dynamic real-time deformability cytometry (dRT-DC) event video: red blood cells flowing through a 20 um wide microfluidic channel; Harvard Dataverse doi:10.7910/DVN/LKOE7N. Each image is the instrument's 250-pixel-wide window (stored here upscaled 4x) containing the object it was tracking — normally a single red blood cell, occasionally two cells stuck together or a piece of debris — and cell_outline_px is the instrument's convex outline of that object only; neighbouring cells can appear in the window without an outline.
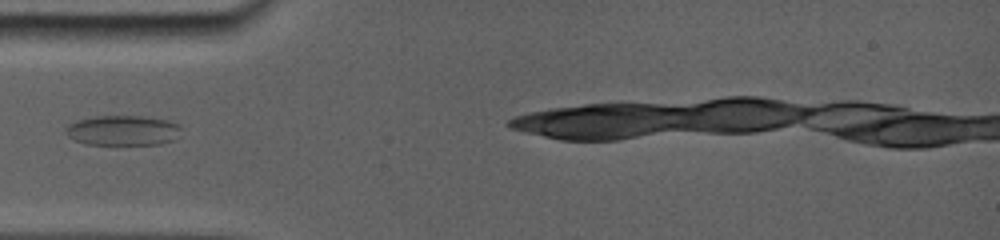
{"species": "common noctule bat (a hibernating species)", "species_latin": "Nyctalus noctula", "temperature_condition": "room temperature", "stored_images_in_passage": 6, "camera_frame_rate_fps": 5000, "um_per_image_px": 0.085, "animal": {"sex": "female", "body_mass_g": 19.0, "forearm_length_mm": 56.7}, "frame": {"image": 1, "passage_image": 1, "time_ms": 0.0, "image_size_px": [1000, 240], "cell_outline_px": [[176, 128], [168, 140], [156, 144], [92, 144], [76, 140], [68, 132], [68, 128], [76, 120], [96, 116], [140, 116], [164, 120], [176, 124]], "centroid_in_image_um": [10.34, 11.07], "position_along_channel_um": 74.7, "area_um2": 18.79}}
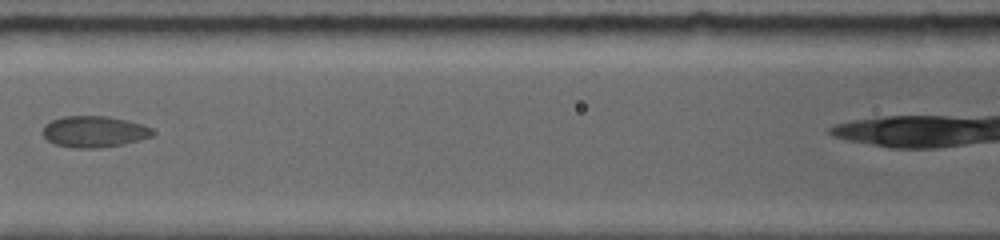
{"frame": {"image": 2, "passage_image": 3, "time_ms": 2.2, "image_size_px": [1000, 240], "cell_outline_px": [[156, 132], [152, 136], [120, 144], [92, 148], [80, 148], [56, 144], [48, 140], [44, 136], [44, 128], [52, 120], [64, 116], [108, 116], [140, 124], [152, 128]], "centroid_in_image_um": [8.02, 11.17], "position_along_channel_um": 158.6, "area_um2": 19.42}}
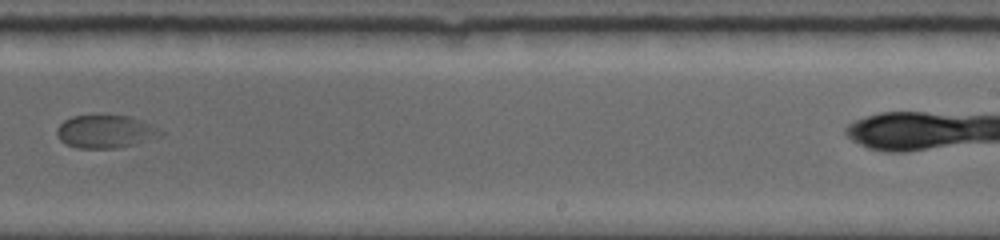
{"frame": {"image": 3, "passage_image": 6, "time_ms": 5.4, "image_size_px": [1000, 240], "cell_outline_px": [[164, 136], [136, 144], [116, 148], [76, 148], [64, 144], [56, 136], [56, 128], [64, 120], [72, 116], [128, 116], [144, 120], [160, 128], [164, 132]], "centroid_in_image_um": [9.0, 11.19], "position_along_channel_um": 280.0, "area_um2": 20.29}}